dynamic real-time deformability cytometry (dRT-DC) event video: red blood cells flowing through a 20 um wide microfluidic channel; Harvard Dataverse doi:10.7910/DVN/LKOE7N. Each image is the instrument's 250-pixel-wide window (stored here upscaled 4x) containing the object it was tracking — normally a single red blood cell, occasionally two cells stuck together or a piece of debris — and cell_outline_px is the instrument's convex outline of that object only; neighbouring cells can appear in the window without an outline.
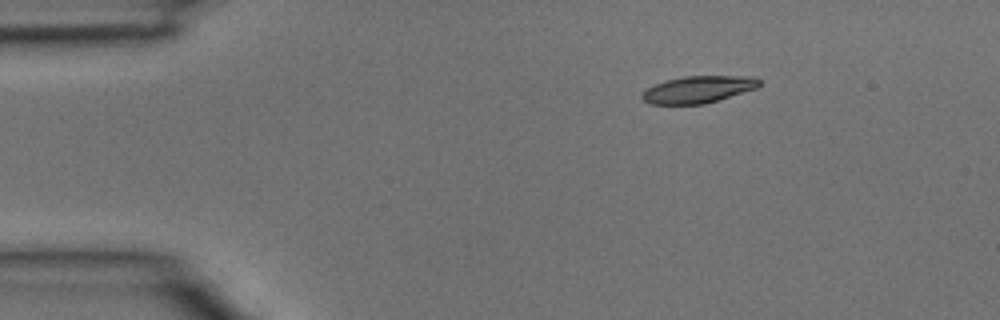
{"species": "common noctule bat (a hibernating species)", "species_latin": "Nyctalus noctula", "temperature_condition": "room temperature", "stored_images_in_passage": 34, "camera_frame_rate_fps": 3000, "um_per_image_px": 0.085, "animal": {"sex": "male", "body_mass_g": 15.6}, "frame": {"image": 1, "passage_image": 1, "time_ms": 0.0, "image_size_px": [1000, 320], "cell_outline_px": [[760, 84], [756, 88], [704, 104], [648, 104], [640, 96], [648, 88], [664, 80], [684, 76], [756, 76], [760, 80]], "centroid_in_image_um": [59.34, 7.59], "position_along_channel_um": 25.7, "area_um2": 18.32}}
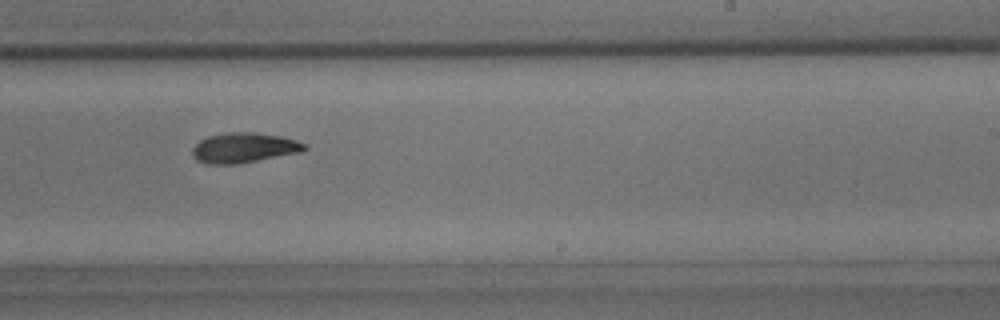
{"frame": {"image": 2, "passage_image": 19, "time_ms": 6.0, "image_size_px": [1000, 320], "cell_outline_px": [[308, 148], [300, 152], [256, 160], [232, 164], [208, 164], [196, 160], [192, 156], [192, 148], [200, 140], [208, 136], [228, 132], [252, 132], [280, 136], [296, 140], [304, 144]], "centroid_in_image_um": [20.69, 12.55], "position_along_channel_um": 268.3, "area_um2": 19.36}}
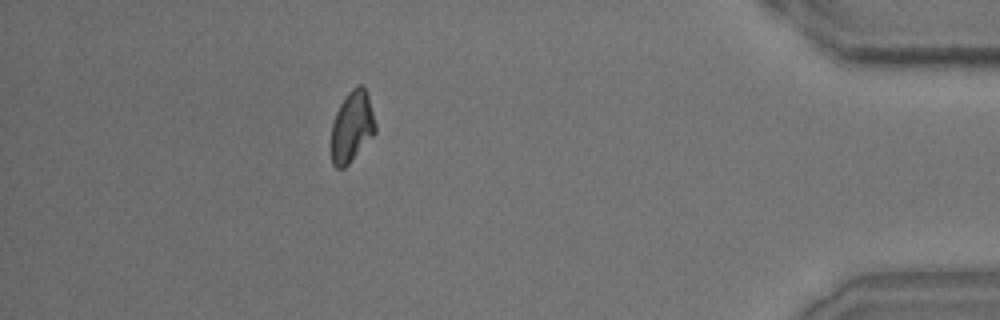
{"frame": {"image": 3, "passage_image": 30, "time_ms": 9.667, "image_size_px": [1000, 320], "cell_outline_px": [[376, 132], [348, 164], [344, 168], [336, 168], [332, 164], [332, 120], [340, 104], [348, 92], [356, 84], [364, 84], [368, 92], [376, 124]], "centroid_in_image_um": [29.93, 10.71], "position_along_channel_um": 405.3, "area_um2": 18.38}}